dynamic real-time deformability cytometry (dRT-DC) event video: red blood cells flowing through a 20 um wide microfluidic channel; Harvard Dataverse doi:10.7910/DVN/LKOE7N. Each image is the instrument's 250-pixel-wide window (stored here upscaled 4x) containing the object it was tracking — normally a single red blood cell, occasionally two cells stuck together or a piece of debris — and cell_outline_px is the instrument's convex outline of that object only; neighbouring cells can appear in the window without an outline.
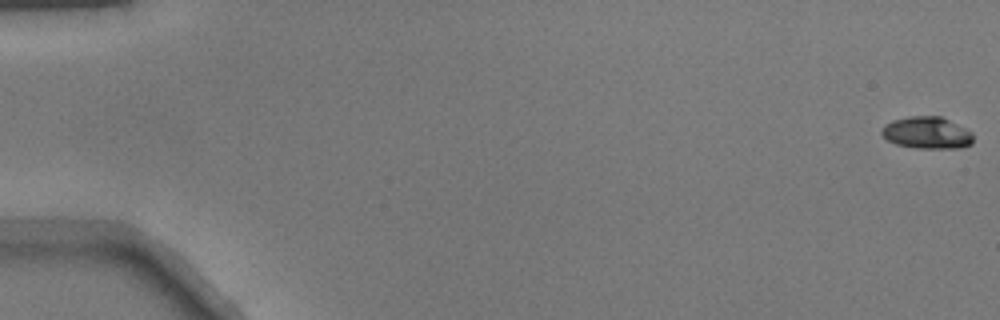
{"species": "common noctule bat (a hibernating species)", "species_latin": "Nyctalus noctula", "temperature_condition": "warm", "stored_images_in_passage": 52, "camera_frame_rate_fps": 3000, "um_per_image_px": 0.085, "animal": {"sex": "male", "body_mass_g": 17.9}, "frame": {"image": 1, "passage_image": 1, "time_ms": 0.0, "image_size_px": [1000, 320], "cell_outline_px": [[972, 144], [960, 148], [916, 148], [896, 144], [888, 140], [880, 132], [884, 124], [892, 120], [908, 116], [940, 116], [972, 132]], "centroid_in_image_um": [78.76, 11.28], "position_along_channel_um": 6.2, "area_um2": 16.99}}
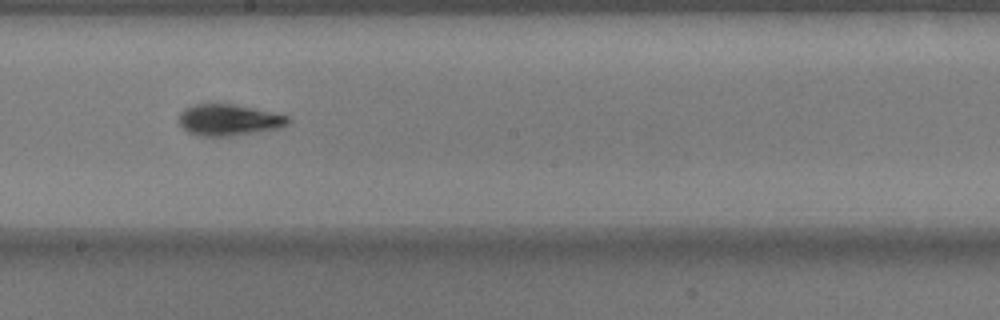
{"frame": {"image": 2, "passage_image": 30, "time_ms": 9.667, "image_size_px": [1000, 320], "cell_outline_px": [[292, 120], [288, 124], [276, 128], [232, 136], [196, 136], [188, 132], [176, 120], [180, 112], [184, 108], [192, 104], [232, 104], [276, 112], [292, 116]], "centroid_in_image_um": [19.44, 10.18], "position_along_channel_um": 228.8, "area_um2": 20.23}}
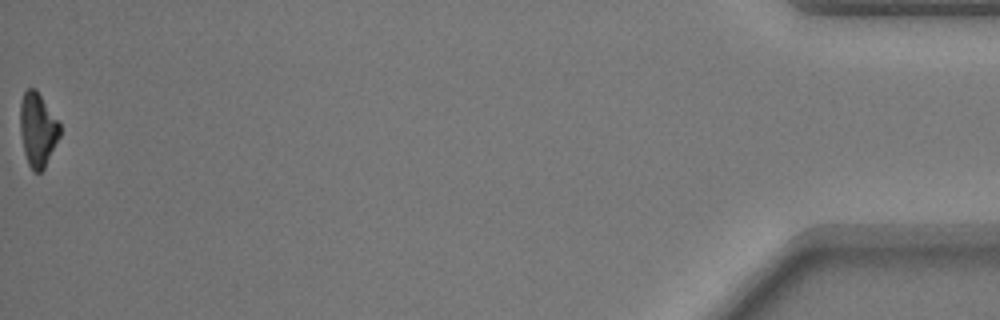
{"frame": {"image": 3, "passage_image": 52, "time_ms": 17.0, "image_size_px": [1000, 320], "cell_outline_px": [[60, 136], [44, 168], [40, 172], [36, 172], [28, 164], [24, 152], [20, 132], [20, 100], [24, 92], [28, 88], [36, 88], [60, 124]], "centroid_in_image_um": [3.19, 10.99], "position_along_channel_um": 432.0, "area_um2": 16.99}}